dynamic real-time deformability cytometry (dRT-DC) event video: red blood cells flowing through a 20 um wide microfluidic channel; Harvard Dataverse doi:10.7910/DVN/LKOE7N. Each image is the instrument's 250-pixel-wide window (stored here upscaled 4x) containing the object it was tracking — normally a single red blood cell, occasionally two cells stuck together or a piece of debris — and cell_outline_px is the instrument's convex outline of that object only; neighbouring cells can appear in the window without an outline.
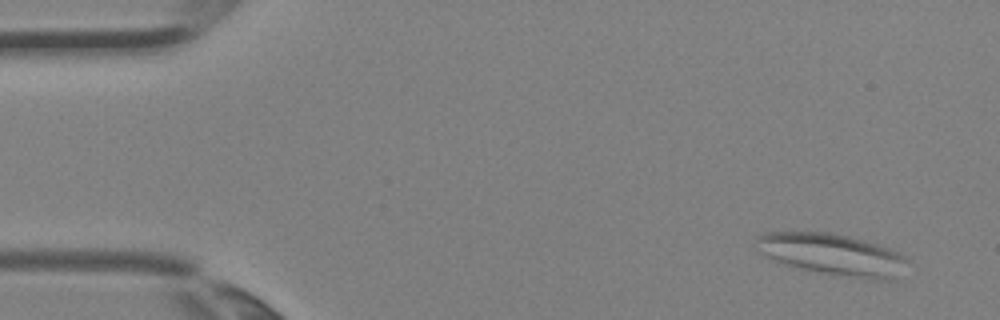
{"species": "Egyptian fruit bat (a non-hibernating species)", "species_latin": "Rousettus aegyptiacus", "temperature_condition": "room temperature", "stored_images_in_passage": 3, "camera_frame_rate_fps": 3000, "um_per_image_px": 0.085, "animal": {"sex": "female"}, "frame": {"image": 1, "passage_image": 1, "time_ms": 0.0, "image_size_px": [1000, 320], "cell_outline_px": [[908, 260], [892, 280], [876, 280], [820, 272], [780, 264], [760, 252], [756, 248], [756, 236], [764, 232], [828, 232], [848, 236], [876, 244], [900, 252]], "centroid_in_image_um": [70.69, 21.61], "position_along_channel_um": 14.3, "area_um2": 36.24}}